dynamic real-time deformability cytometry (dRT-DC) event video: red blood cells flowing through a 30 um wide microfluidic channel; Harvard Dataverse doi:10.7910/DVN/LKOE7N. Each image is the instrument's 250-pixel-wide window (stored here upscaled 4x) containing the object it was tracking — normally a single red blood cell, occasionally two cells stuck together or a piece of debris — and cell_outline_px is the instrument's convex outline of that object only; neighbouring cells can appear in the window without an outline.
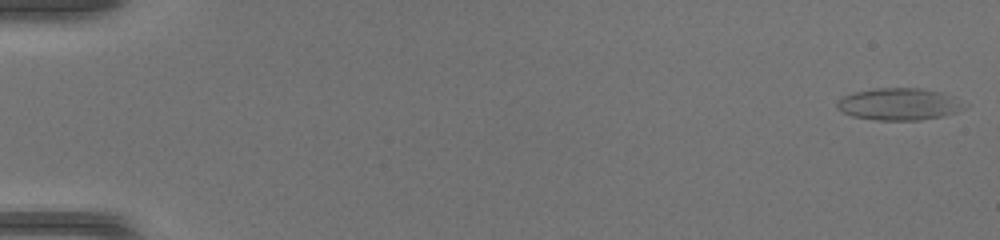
{"species": "common noctule bat (a hibernating species)", "species_latin": "Nyctalus noctula", "temperature_condition": "warm", "stored_images_in_passage": 48, "camera_frame_rate_fps": 3000, "um_per_image_px": 0.085, "animal": {"sex": "female", "body_mass_g": 17.0, "forearm_length_mm": 48.0}, "frame": {"image": 1, "passage_image": 1, "time_ms": 0.0, "image_size_px": [1000, 240], "cell_outline_px": [[968, 108], [944, 116], [920, 120], [876, 120], [852, 116], [840, 112], [836, 108], [836, 100], [852, 92], [876, 88], [920, 88], [940, 92], [952, 96], [968, 104]], "centroid_in_image_um": [76.42, 8.85], "position_along_channel_um": 8.6, "area_um2": 24.16}}
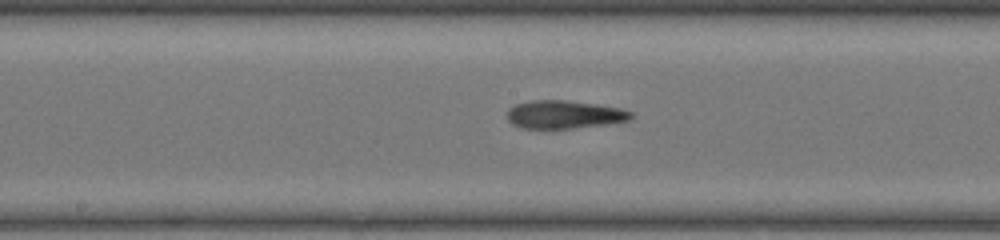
{"frame": {"image": 2, "passage_image": 26, "time_ms": 8.333, "image_size_px": [1000, 240], "cell_outline_px": [[632, 120], [576, 128], [524, 128], [512, 124], [508, 120], [508, 108], [516, 104], [532, 100], [564, 100], [596, 104], [620, 108], [632, 112]], "centroid_in_image_um": [47.96, 9.73], "position_along_channel_um": 200.2, "area_um2": 20.17}}
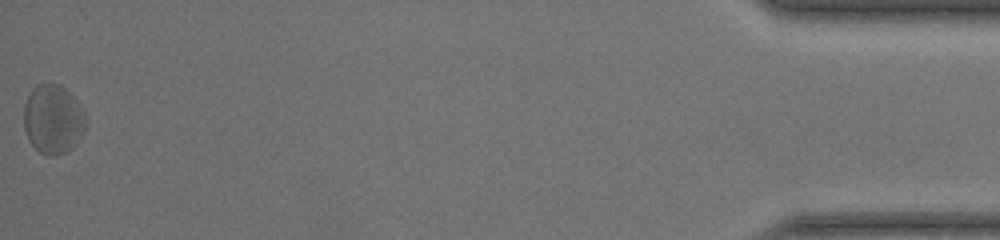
{"frame": {"image": 3, "passage_image": 48, "time_ms": 15.667, "image_size_px": [1000, 240], "cell_outline_px": [[84, 132], [76, 144], [68, 152], [56, 156], [48, 156], [40, 152], [28, 140], [24, 128], [24, 104], [32, 88], [36, 84], [60, 84], [72, 96], [84, 112]], "centroid_in_image_um": [4.49, 10.16], "position_along_channel_um": 430.7, "area_um2": 24.91}}